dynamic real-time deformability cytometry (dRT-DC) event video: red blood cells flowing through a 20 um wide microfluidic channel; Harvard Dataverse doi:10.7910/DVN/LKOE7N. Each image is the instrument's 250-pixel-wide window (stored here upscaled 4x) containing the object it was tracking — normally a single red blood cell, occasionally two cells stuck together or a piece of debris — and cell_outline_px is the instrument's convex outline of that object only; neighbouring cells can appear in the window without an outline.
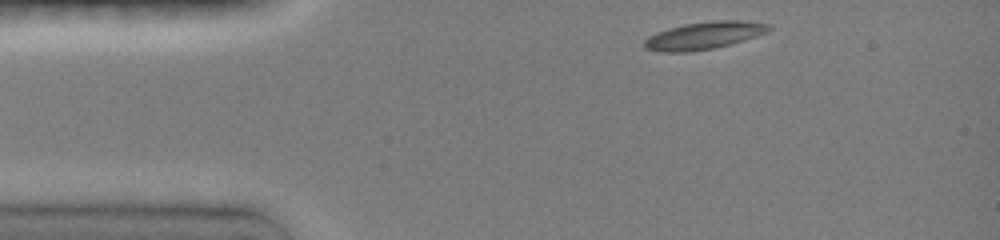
{"species": "common noctule bat (a hibernating species)", "species_latin": "Nyctalus noctula", "temperature_condition": "room temperature", "stored_images_in_passage": 20, "camera_frame_rate_fps": 3000, "um_per_image_px": 0.085, "animal": {"sex": "female", "body_mass_g": 19.0, "forearm_length_mm": 51.5}, "frame": {"image": 1, "passage_image": 1, "time_ms": 0.0, "image_size_px": [1000, 240], "cell_outline_px": [[772, 28], [768, 32], [744, 40], [716, 48], [692, 52], [660, 52], [644, 48], [644, 40], [648, 36], [656, 32], [668, 28], [684, 24], [716, 20], [740, 20], [772, 24]], "centroid_in_image_um": [59.85, 3.02], "position_along_channel_um": 25.2, "area_um2": 20.17}}
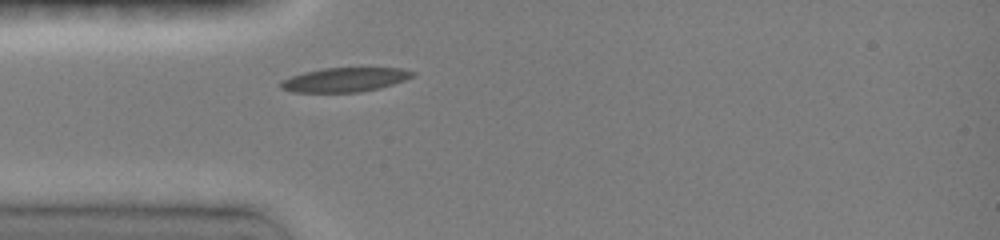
{"frame": {"image": 2, "passage_image": 12, "time_ms": 2.0, "image_size_px": [1000, 240], "cell_outline_px": [[416, 76], [380, 88], [360, 92], [292, 92], [280, 88], [280, 80], [304, 72], [324, 68], [404, 68], [416, 72]], "centroid_in_image_um": [29.33, 6.77], "position_along_channel_um": 55.7, "area_um2": 18.67}}